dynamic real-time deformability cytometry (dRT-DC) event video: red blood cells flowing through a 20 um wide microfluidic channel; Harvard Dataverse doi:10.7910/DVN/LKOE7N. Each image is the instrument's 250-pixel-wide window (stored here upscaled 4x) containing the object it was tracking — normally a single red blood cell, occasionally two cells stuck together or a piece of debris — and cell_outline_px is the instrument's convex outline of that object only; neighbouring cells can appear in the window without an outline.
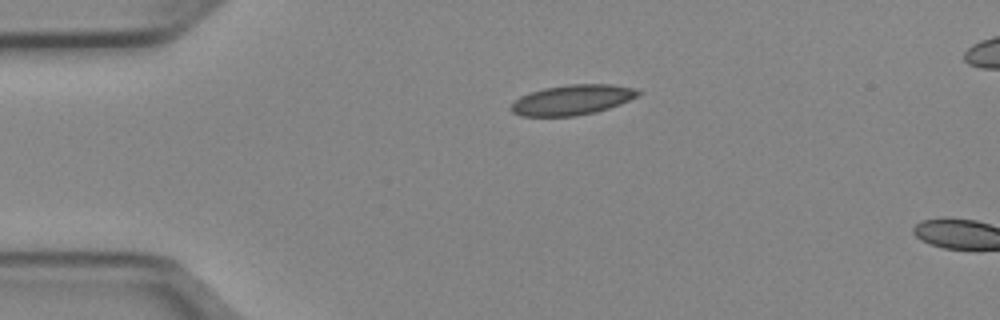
{"species": "Egyptian fruit bat (a non-hibernating species)", "species_latin": "Rousettus aegyptiacus", "temperature_condition": "cold", "stored_images_in_passage": 3, "camera_frame_rate_fps": 3000, "um_per_image_px": 0.085, "animal": {"sex": "female"}, "frame": {"image": 1, "passage_image": 1, "time_ms": 0.0, "image_size_px": [1000, 320], "cell_outline_px": [[640, 92], [636, 96], [620, 104], [596, 112], [576, 116], [520, 116], [512, 112], [508, 108], [520, 96], [544, 88], [568, 84], [612, 84], [636, 88]], "centroid_in_image_um": [48.62, 8.49], "position_along_channel_um": 36.4, "area_um2": 22.25}}